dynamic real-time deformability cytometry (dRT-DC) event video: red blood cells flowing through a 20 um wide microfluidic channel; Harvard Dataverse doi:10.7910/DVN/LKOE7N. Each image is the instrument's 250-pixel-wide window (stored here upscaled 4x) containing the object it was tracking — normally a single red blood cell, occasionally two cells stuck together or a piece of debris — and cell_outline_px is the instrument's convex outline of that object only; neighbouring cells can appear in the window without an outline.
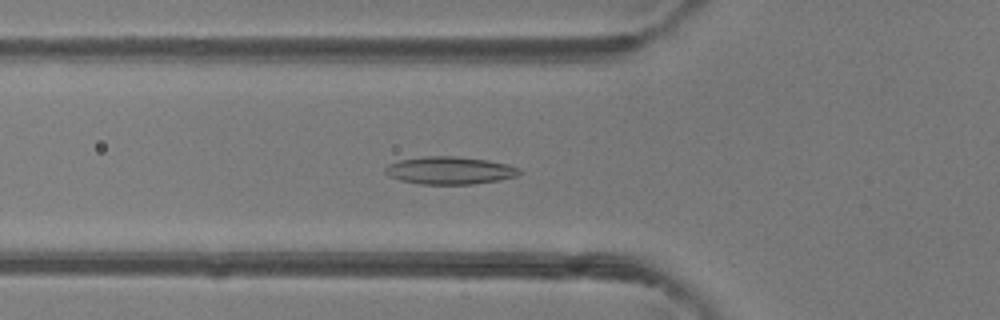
{"species": "common noctule bat (a hibernating species)", "species_latin": "Nyctalus noctula", "temperature_condition": "room temperature", "stored_images_in_passage": 48, "camera_frame_rate_fps": 3000, "um_per_image_px": 0.085, "animal": {"sex": "female"}, "frame": {"image": 1, "passage_image": 17, "time_ms": 5.333, "image_size_px": [1000, 320], "cell_outline_px": [[524, 172], [516, 176], [500, 180], [472, 184], [420, 184], [400, 180], [388, 176], [384, 172], [384, 168], [388, 164], [400, 160], [424, 156], [456, 156], [488, 160], [508, 164], [520, 168]], "centroid_in_image_um": [38.24, 14.48], "position_along_channel_um": 87.6, "area_um2": 21.79}}
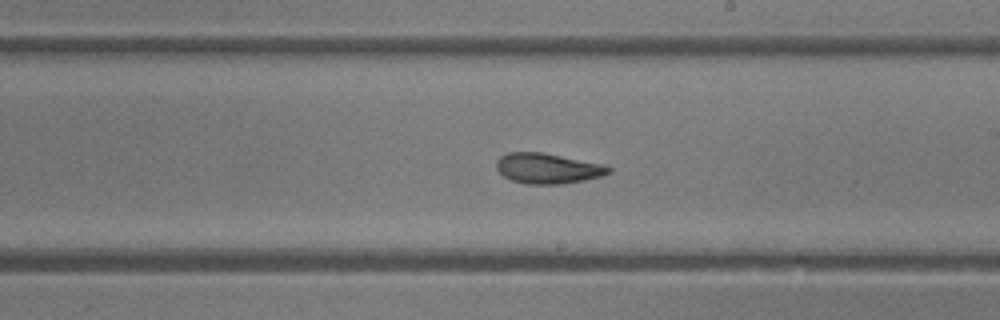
{"frame": {"image": 2, "passage_image": 28, "time_ms": 9.0, "image_size_px": [1000, 320], "cell_outline_px": [[612, 172], [600, 176], [584, 180], [564, 184], [524, 184], [512, 180], [504, 176], [496, 168], [496, 160], [500, 156], [508, 152], [540, 152], [604, 164], [612, 168]], "centroid_in_image_um": [46.55, 14.31], "position_along_channel_um": 242.5, "area_um2": 19.88}}
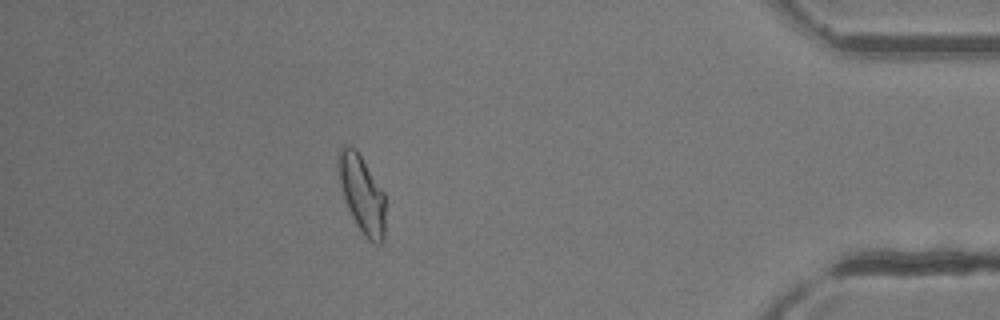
{"frame": {"image": 3, "passage_image": 43, "time_ms": 14.0, "image_size_px": [1000, 320], "cell_outline_px": [[384, 240], [380, 244], [376, 244], [368, 240], [364, 236], [356, 224], [344, 200], [340, 184], [336, 164], [336, 156], [340, 148], [348, 144], [356, 148], [384, 192]], "centroid_in_image_um": [30.73, 16.46], "position_along_channel_um": 404.5, "area_um2": 21.5}, "authors_computed_cell_mechanics": {"area_um2": 20.808, "velocity_mm_per_s": 4.2247, "shape_relaxation_time_tau1_ms": 7.8485, "shape_relaxation_time_tau2_ms": 2.7783, "deformation_change_tau1": 0.2005, "deformation_change_tau2": 0.0961}}